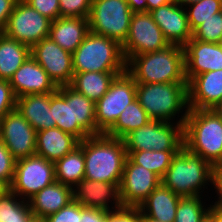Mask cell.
Segmentation results:
<instances>
[{"label":"cell","instance_id":"2e32d148","mask_svg":"<svg viewBox=\"0 0 222 222\" xmlns=\"http://www.w3.org/2000/svg\"><path fill=\"white\" fill-rule=\"evenodd\" d=\"M185 77L189 83L195 76L222 69V45L190 39L184 46Z\"/></svg>","mask_w":222,"mask_h":222},{"label":"cell","instance_id":"db71d44e","mask_svg":"<svg viewBox=\"0 0 222 222\" xmlns=\"http://www.w3.org/2000/svg\"><path fill=\"white\" fill-rule=\"evenodd\" d=\"M213 172H222V156L217 161V163L213 166Z\"/></svg>","mask_w":222,"mask_h":222},{"label":"cell","instance_id":"d4e9b609","mask_svg":"<svg viewBox=\"0 0 222 222\" xmlns=\"http://www.w3.org/2000/svg\"><path fill=\"white\" fill-rule=\"evenodd\" d=\"M79 142L76 137L57 127L37 131L36 155L55 162L70 153Z\"/></svg>","mask_w":222,"mask_h":222},{"label":"cell","instance_id":"74e56055","mask_svg":"<svg viewBox=\"0 0 222 222\" xmlns=\"http://www.w3.org/2000/svg\"><path fill=\"white\" fill-rule=\"evenodd\" d=\"M44 222H81V204L73 200L68 205L61 208L43 219Z\"/></svg>","mask_w":222,"mask_h":222},{"label":"cell","instance_id":"681fc988","mask_svg":"<svg viewBox=\"0 0 222 222\" xmlns=\"http://www.w3.org/2000/svg\"><path fill=\"white\" fill-rule=\"evenodd\" d=\"M213 222H222V210L210 206L207 214Z\"/></svg>","mask_w":222,"mask_h":222},{"label":"cell","instance_id":"5bb4252c","mask_svg":"<svg viewBox=\"0 0 222 222\" xmlns=\"http://www.w3.org/2000/svg\"><path fill=\"white\" fill-rule=\"evenodd\" d=\"M160 183L161 178L157 174L127 157L119 185L122 206L139 208Z\"/></svg>","mask_w":222,"mask_h":222},{"label":"cell","instance_id":"6f0895ef","mask_svg":"<svg viewBox=\"0 0 222 222\" xmlns=\"http://www.w3.org/2000/svg\"><path fill=\"white\" fill-rule=\"evenodd\" d=\"M35 222H44L43 220H36Z\"/></svg>","mask_w":222,"mask_h":222},{"label":"cell","instance_id":"8fae6325","mask_svg":"<svg viewBox=\"0 0 222 222\" xmlns=\"http://www.w3.org/2000/svg\"><path fill=\"white\" fill-rule=\"evenodd\" d=\"M51 20L41 15L24 0H18L2 31L6 36L30 47L48 38Z\"/></svg>","mask_w":222,"mask_h":222},{"label":"cell","instance_id":"277c9868","mask_svg":"<svg viewBox=\"0 0 222 222\" xmlns=\"http://www.w3.org/2000/svg\"><path fill=\"white\" fill-rule=\"evenodd\" d=\"M161 182L180 197L203 196L206 185L212 186L213 166L183 147L173 157Z\"/></svg>","mask_w":222,"mask_h":222},{"label":"cell","instance_id":"b9f144b4","mask_svg":"<svg viewBox=\"0 0 222 222\" xmlns=\"http://www.w3.org/2000/svg\"><path fill=\"white\" fill-rule=\"evenodd\" d=\"M106 222H141V211L139 208L122 207L109 212Z\"/></svg>","mask_w":222,"mask_h":222},{"label":"cell","instance_id":"7a4b0ae2","mask_svg":"<svg viewBox=\"0 0 222 222\" xmlns=\"http://www.w3.org/2000/svg\"><path fill=\"white\" fill-rule=\"evenodd\" d=\"M126 72L139 84L187 82L183 47L169 45L130 57L126 60Z\"/></svg>","mask_w":222,"mask_h":222},{"label":"cell","instance_id":"8992f818","mask_svg":"<svg viewBox=\"0 0 222 222\" xmlns=\"http://www.w3.org/2000/svg\"><path fill=\"white\" fill-rule=\"evenodd\" d=\"M74 73L125 72L122 45L109 37L89 32L72 53Z\"/></svg>","mask_w":222,"mask_h":222},{"label":"cell","instance_id":"d6986e66","mask_svg":"<svg viewBox=\"0 0 222 222\" xmlns=\"http://www.w3.org/2000/svg\"><path fill=\"white\" fill-rule=\"evenodd\" d=\"M9 83L16 98L27 94L53 93L58 89L32 56L19 67Z\"/></svg>","mask_w":222,"mask_h":222},{"label":"cell","instance_id":"484cf974","mask_svg":"<svg viewBox=\"0 0 222 222\" xmlns=\"http://www.w3.org/2000/svg\"><path fill=\"white\" fill-rule=\"evenodd\" d=\"M180 198L161 182L139 207L141 216L162 222H175Z\"/></svg>","mask_w":222,"mask_h":222},{"label":"cell","instance_id":"836d02e7","mask_svg":"<svg viewBox=\"0 0 222 222\" xmlns=\"http://www.w3.org/2000/svg\"><path fill=\"white\" fill-rule=\"evenodd\" d=\"M190 30L193 32L205 20L222 11V0H200L185 6Z\"/></svg>","mask_w":222,"mask_h":222},{"label":"cell","instance_id":"9f6ffc18","mask_svg":"<svg viewBox=\"0 0 222 222\" xmlns=\"http://www.w3.org/2000/svg\"><path fill=\"white\" fill-rule=\"evenodd\" d=\"M201 222H213V220L208 215H206Z\"/></svg>","mask_w":222,"mask_h":222},{"label":"cell","instance_id":"f6af8a7d","mask_svg":"<svg viewBox=\"0 0 222 222\" xmlns=\"http://www.w3.org/2000/svg\"><path fill=\"white\" fill-rule=\"evenodd\" d=\"M212 187H214L218 198L217 201H212V204L210 205L222 210V172H213Z\"/></svg>","mask_w":222,"mask_h":222},{"label":"cell","instance_id":"bcb514c9","mask_svg":"<svg viewBox=\"0 0 222 222\" xmlns=\"http://www.w3.org/2000/svg\"><path fill=\"white\" fill-rule=\"evenodd\" d=\"M10 218V191L0 197V222H8Z\"/></svg>","mask_w":222,"mask_h":222},{"label":"cell","instance_id":"e0dca14e","mask_svg":"<svg viewBox=\"0 0 222 222\" xmlns=\"http://www.w3.org/2000/svg\"><path fill=\"white\" fill-rule=\"evenodd\" d=\"M119 185L83 178L73 188L74 200L83 207L111 212L123 207L120 200Z\"/></svg>","mask_w":222,"mask_h":222},{"label":"cell","instance_id":"7bdbcfd3","mask_svg":"<svg viewBox=\"0 0 222 222\" xmlns=\"http://www.w3.org/2000/svg\"><path fill=\"white\" fill-rule=\"evenodd\" d=\"M108 211L81 205V222H106Z\"/></svg>","mask_w":222,"mask_h":222},{"label":"cell","instance_id":"1f68e13d","mask_svg":"<svg viewBox=\"0 0 222 222\" xmlns=\"http://www.w3.org/2000/svg\"><path fill=\"white\" fill-rule=\"evenodd\" d=\"M74 122H77L90 136L97 135L95 103L73 89Z\"/></svg>","mask_w":222,"mask_h":222},{"label":"cell","instance_id":"f35d334b","mask_svg":"<svg viewBox=\"0 0 222 222\" xmlns=\"http://www.w3.org/2000/svg\"><path fill=\"white\" fill-rule=\"evenodd\" d=\"M16 159L0 140V179L11 186L15 174Z\"/></svg>","mask_w":222,"mask_h":222},{"label":"cell","instance_id":"52a82bcc","mask_svg":"<svg viewBox=\"0 0 222 222\" xmlns=\"http://www.w3.org/2000/svg\"><path fill=\"white\" fill-rule=\"evenodd\" d=\"M126 151L181 150L184 147V124L150 120L124 139Z\"/></svg>","mask_w":222,"mask_h":222},{"label":"cell","instance_id":"7c38bea8","mask_svg":"<svg viewBox=\"0 0 222 222\" xmlns=\"http://www.w3.org/2000/svg\"><path fill=\"white\" fill-rule=\"evenodd\" d=\"M169 45L150 12L133 13L128 36L122 44L126 60L135 55L160 51Z\"/></svg>","mask_w":222,"mask_h":222},{"label":"cell","instance_id":"ffe728a7","mask_svg":"<svg viewBox=\"0 0 222 222\" xmlns=\"http://www.w3.org/2000/svg\"><path fill=\"white\" fill-rule=\"evenodd\" d=\"M222 100V69L195 76L188 83L189 109H212Z\"/></svg>","mask_w":222,"mask_h":222},{"label":"cell","instance_id":"603a6c76","mask_svg":"<svg viewBox=\"0 0 222 222\" xmlns=\"http://www.w3.org/2000/svg\"><path fill=\"white\" fill-rule=\"evenodd\" d=\"M52 115L55 127L73 135L79 141L90 136L77 122H74L73 88L69 85L60 86L52 93Z\"/></svg>","mask_w":222,"mask_h":222},{"label":"cell","instance_id":"816d5d0a","mask_svg":"<svg viewBox=\"0 0 222 222\" xmlns=\"http://www.w3.org/2000/svg\"><path fill=\"white\" fill-rule=\"evenodd\" d=\"M173 2H175L178 5H181L183 7L189 5V4H194L199 2L200 0H172Z\"/></svg>","mask_w":222,"mask_h":222},{"label":"cell","instance_id":"f546056e","mask_svg":"<svg viewBox=\"0 0 222 222\" xmlns=\"http://www.w3.org/2000/svg\"><path fill=\"white\" fill-rule=\"evenodd\" d=\"M151 118L136 99L122 111L105 135L123 140L129 133L147 124Z\"/></svg>","mask_w":222,"mask_h":222},{"label":"cell","instance_id":"f5cc1de1","mask_svg":"<svg viewBox=\"0 0 222 222\" xmlns=\"http://www.w3.org/2000/svg\"><path fill=\"white\" fill-rule=\"evenodd\" d=\"M212 110L220 117V119L222 120V100L217 103Z\"/></svg>","mask_w":222,"mask_h":222},{"label":"cell","instance_id":"44dd1931","mask_svg":"<svg viewBox=\"0 0 222 222\" xmlns=\"http://www.w3.org/2000/svg\"><path fill=\"white\" fill-rule=\"evenodd\" d=\"M16 109L36 131L55 127L52 93L21 96L16 99Z\"/></svg>","mask_w":222,"mask_h":222},{"label":"cell","instance_id":"5b68a950","mask_svg":"<svg viewBox=\"0 0 222 222\" xmlns=\"http://www.w3.org/2000/svg\"><path fill=\"white\" fill-rule=\"evenodd\" d=\"M184 147L214 166L222 156V120L212 109H189Z\"/></svg>","mask_w":222,"mask_h":222},{"label":"cell","instance_id":"c3c4849f","mask_svg":"<svg viewBox=\"0 0 222 222\" xmlns=\"http://www.w3.org/2000/svg\"><path fill=\"white\" fill-rule=\"evenodd\" d=\"M146 1H147V12H150L155 8H158L160 6L172 2V0H146Z\"/></svg>","mask_w":222,"mask_h":222},{"label":"cell","instance_id":"30bf717a","mask_svg":"<svg viewBox=\"0 0 222 222\" xmlns=\"http://www.w3.org/2000/svg\"><path fill=\"white\" fill-rule=\"evenodd\" d=\"M56 181L54 162L38 155L16 160L10 190L28 201L44 187Z\"/></svg>","mask_w":222,"mask_h":222},{"label":"cell","instance_id":"7402d4cb","mask_svg":"<svg viewBox=\"0 0 222 222\" xmlns=\"http://www.w3.org/2000/svg\"><path fill=\"white\" fill-rule=\"evenodd\" d=\"M74 200L73 189L58 181L44 187L28 200L30 210L37 220L58 212Z\"/></svg>","mask_w":222,"mask_h":222},{"label":"cell","instance_id":"d6a6232c","mask_svg":"<svg viewBox=\"0 0 222 222\" xmlns=\"http://www.w3.org/2000/svg\"><path fill=\"white\" fill-rule=\"evenodd\" d=\"M203 198L202 196L181 197L176 211L175 222H201L208 214L211 206L206 205V207V202L203 201Z\"/></svg>","mask_w":222,"mask_h":222},{"label":"cell","instance_id":"9c48e42d","mask_svg":"<svg viewBox=\"0 0 222 222\" xmlns=\"http://www.w3.org/2000/svg\"><path fill=\"white\" fill-rule=\"evenodd\" d=\"M136 100V82L125 71L111 82L107 93L95 103L97 135L105 134L122 111Z\"/></svg>","mask_w":222,"mask_h":222},{"label":"cell","instance_id":"60d3db41","mask_svg":"<svg viewBox=\"0 0 222 222\" xmlns=\"http://www.w3.org/2000/svg\"><path fill=\"white\" fill-rule=\"evenodd\" d=\"M16 99L9 81L0 80V120L16 108Z\"/></svg>","mask_w":222,"mask_h":222},{"label":"cell","instance_id":"8d00e7d4","mask_svg":"<svg viewBox=\"0 0 222 222\" xmlns=\"http://www.w3.org/2000/svg\"><path fill=\"white\" fill-rule=\"evenodd\" d=\"M91 5V0H59L60 16L88 18Z\"/></svg>","mask_w":222,"mask_h":222},{"label":"cell","instance_id":"83f0119b","mask_svg":"<svg viewBox=\"0 0 222 222\" xmlns=\"http://www.w3.org/2000/svg\"><path fill=\"white\" fill-rule=\"evenodd\" d=\"M124 72H82L74 73L69 86L96 103L108 91L111 82Z\"/></svg>","mask_w":222,"mask_h":222},{"label":"cell","instance_id":"3957f363","mask_svg":"<svg viewBox=\"0 0 222 222\" xmlns=\"http://www.w3.org/2000/svg\"><path fill=\"white\" fill-rule=\"evenodd\" d=\"M136 99L151 120L173 122L177 116L181 118L176 122L185 124L189 111L188 82L136 83Z\"/></svg>","mask_w":222,"mask_h":222},{"label":"cell","instance_id":"cb8c5ba5","mask_svg":"<svg viewBox=\"0 0 222 222\" xmlns=\"http://www.w3.org/2000/svg\"><path fill=\"white\" fill-rule=\"evenodd\" d=\"M89 32L88 18L60 17L51 21L48 37L72 54Z\"/></svg>","mask_w":222,"mask_h":222},{"label":"cell","instance_id":"11a10c76","mask_svg":"<svg viewBox=\"0 0 222 222\" xmlns=\"http://www.w3.org/2000/svg\"><path fill=\"white\" fill-rule=\"evenodd\" d=\"M141 222H162L149 216H141Z\"/></svg>","mask_w":222,"mask_h":222},{"label":"cell","instance_id":"9a60e30c","mask_svg":"<svg viewBox=\"0 0 222 222\" xmlns=\"http://www.w3.org/2000/svg\"><path fill=\"white\" fill-rule=\"evenodd\" d=\"M31 56L47 72L57 87L71 83L74 75L72 54L49 37L31 47Z\"/></svg>","mask_w":222,"mask_h":222},{"label":"cell","instance_id":"6da1fadb","mask_svg":"<svg viewBox=\"0 0 222 222\" xmlns=\"http://www.w3.org/2000/svg\"><path fill=\"white\" fill-rule=\"evenodd\" d=\"M79 145L85 158V179L120 184L127 158L123 140L100 134L85 138Z\"/></svg>","mask_w":222,"mask_h":222},{"label":"cell","instance_id":"f907efd6","mask_svg":"<svg viewBox=\"0 0 222 222\" xmlns=\"http://www.w3.org/2000/svg\"><path fill=\"white\" fill-rule=\"evenodd\" d=\"M10 191V186L3 180L0 179V197L4 196Z\"/></svg>","mask_w":222,"mask_h":222},{"label":"cell","instance_id":"4fadbf2b","mask_svg":"<svg viewBox=\"0 0 222 222\" xmlns=\"http://www.w3.org/2000/svg\"><path fill=\"white\" fill-rule=\"evenodd\" d=\"M36 137L37 131L16 108L0 120V140L16 160L36 155Z\"/></svg>","mask_w":222,"mask_h":222},{"label":"cell","instance_id":"7dc6e473","mask_svg":"<svg viewBox=\"0 0 222 222\" xmlns=\"http://www.w3.org/2000/svg\"><path fill=\"white\" fill-rule=\"evenodd\" d=\"M133 13L135 12H147L146 0H126Z\"/></svg>","mask_w":222,"mask_h":222},{"label":"cell","instance_id":"d590c367","mask_svg":"<svg viewBox=\"0 0 222 222\" xmlns=\"http://www.w3.org/2000/svg\"><path fill=\"white\" fill-rule=\"evenodd\" d=\"M10 190V218L8 222H35L28 201L21 199Z\"/></svg>","mask_w":222,"mask_h":222},{"label":"cell","instance_id":"ac0fdd59","mask_svg":"<svg viewBox=\"0 0 222 222\" xmlns=\"http://www.w3.org/2000/svg\"><path fill=\"white\" fill-rule=\"evenodd\" d=\"M150 14L170 45L183 47L192 38L185 7L172 1Z\"/></svg>","mask_w":222,"mask_h":222},{"label":"cell","instance_id":"4dcf8cb0","mask_svg":"<svg viewBox=\"0 0 222 222\" xmlns=\"http://www.w3.org/2000/svg\"><path fill=\"white\" fill-rule=\"evenodd\" d=\"M180 150L166 151H127V157L135 164L154 172L161 179L164 177L173 157Z\"/></svg>","mask_w":222,"mask_h":222},{"label":"cell","instance_id":"4316f807","mask_svg":"<svg viewBox=\"0 0 222 222\" xmlns=\"http://www.w3.org/2000/svg\"><path fill=\"white\" fill-rule=\"evenodd\" d=\"M30 56V46L0 32V80L9 81Z\"/></svg>","mask_w":222,"mask_h":222},{"label":"cell","instance_id":"ab89813d","mask_svg":"<svg viewBox=\"0 0 222 222\" xmlns=\"http://www.w3.org/2000/svg\"><path fill=\"white\" fill-rule=\"evenodd\" d=\"M33 9L51 21L60 18L59 0H24Z\"/></svg>","mask_w":222,"mask_h":222},{"label":"cell","instance_id":"ba28073f","mask_svg":"<svg viewBox=\"0 0 222 222\" xmlns=\"http://www.w3.org/2000/svg\"><path fill=\"white\" fill-rule=\"evenodd\" d=\"M132 15L126 0H94L88 17L90 32L122 45L128 36Z\"/></svg>","mask_w":222,"mask_h":222},{"label":"cell","instance_id":"ee69618b","mask_svg":"<svg viewBox=\"0 0 222 222\" xmlns=\"http://www.w3.org/2000/svg\"><path fill=\"white\" fill-rule=\"evenodd\" d=\"M18 0H0V32H2L7 24L9 15Z\"/></svg>","mask_w":222,"mask_h":222},{"label":"cell","instance_id":"e575fe53","mask_svg":"<svg viewBox=\"0 0 222 222\" xmlns=\"http://www.w3.org/2000/svg\"><path fill=\"white\" fill-rule=\"evenodd\" d=\"M222 37V11L205 20L193 32L192 39L202 42L220 43Z\"/></svg>","mask_w":222,"mask_h":222},{"label":"cell","instance_id":"f1b7e54d","mask_svg":"<svg viewBox=\"0 0 222 222\" xmlns=\"http://www.w3.org/2000/svg\"><path fill=\"white\" fill-rule=\"evenodd\" d=\"M56 181L72 189L84 178L85 158L83 148L78 145L63 158L54 162Z\"/></svg>","mask_w":222,"mask_h":222}]
</instances>
